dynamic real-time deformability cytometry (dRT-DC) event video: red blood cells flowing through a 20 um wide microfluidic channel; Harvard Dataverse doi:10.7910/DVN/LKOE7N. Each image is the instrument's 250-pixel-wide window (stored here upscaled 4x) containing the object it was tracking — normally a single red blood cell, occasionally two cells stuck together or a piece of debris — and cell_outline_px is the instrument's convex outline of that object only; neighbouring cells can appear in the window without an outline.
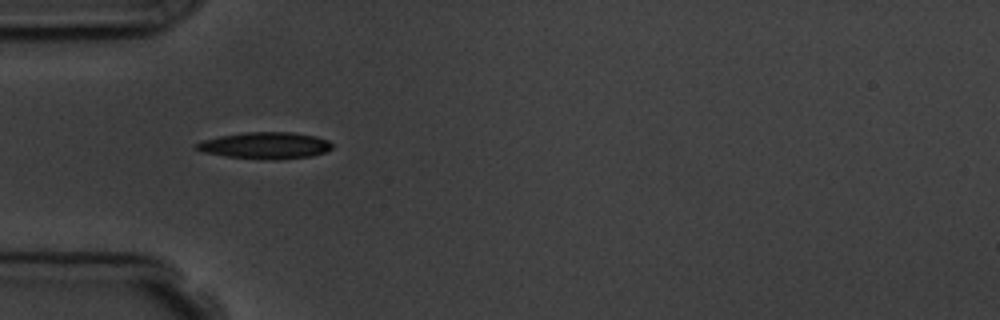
{"species": "common noctule bat (a hibernating species)", "species_latin": "Nyctalus noctula", "temperature_condition": "room temperature", "stored_images_in_passage": 5, "camera_frame_rate_fps": 3000, "um_per_image_px": 0.085, "animal": {"sex": "male", "body_mass_g": 19.5, "forearm_length_mm": 54.6}, "frame": {"image": 1, "passage_image": 4, "time_ms": 4.333, "image_size_px": [1000, 320], "cell_outline_px": [[332, 148], [324, 152], [312, 156], [276, 160], [260, 160], [224, 156], [204, 152], [192, 148], [192, 144], [200, 140], [220, 136], [244, 132], [292, 132], [316, 136], [328, 140], [332, 144]], "centroid_in_image_um": [22.48, 12.37], "position_along_channel_um": 62.5, "area_um2": 21.5}}